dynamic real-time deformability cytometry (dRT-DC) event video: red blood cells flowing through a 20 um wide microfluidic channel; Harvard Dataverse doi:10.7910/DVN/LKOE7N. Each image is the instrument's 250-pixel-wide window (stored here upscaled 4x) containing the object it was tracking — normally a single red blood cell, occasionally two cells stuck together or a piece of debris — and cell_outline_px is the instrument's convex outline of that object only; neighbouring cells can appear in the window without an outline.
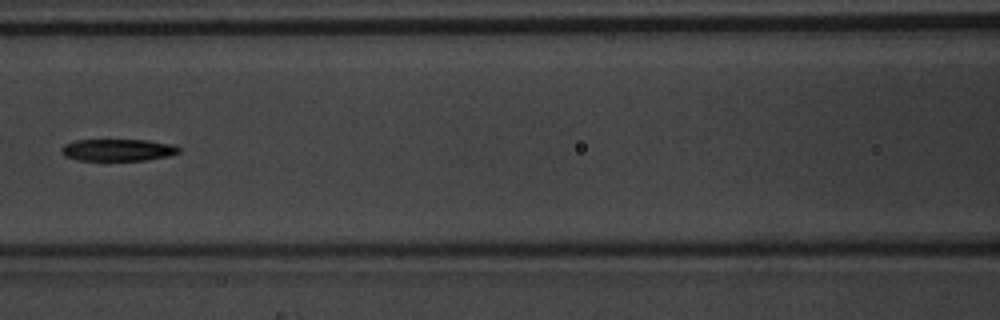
{"species": "common noctule bat (a hibernating species)", "species_latin": "Nyctalus noctula", "temperature_condition": "warm", "stored_images_in_passage": 7, "camera_frame_rate_fps": 3000, "um_per_image_px": 0.085, "animal": {"sex": "male", "body_mass_g": 20.1, "forearm_length_mm": 53.5}, "frame": {"image": 1, "passage_image": 7, "time_ms": 2.0, "image_size_px": [1000, 320], "cell_outline_px": [[180, 152], [168, 156], [144, 160], [76, 160], [60, 152], [60, 148], [64, 144], [76, 140], [148, 140], [172, 144], [180, 148]], "centroid_in_image_um": [10.01, 12.74], "position_along_channel_um": 156.6, "area_um2": 14.97}}